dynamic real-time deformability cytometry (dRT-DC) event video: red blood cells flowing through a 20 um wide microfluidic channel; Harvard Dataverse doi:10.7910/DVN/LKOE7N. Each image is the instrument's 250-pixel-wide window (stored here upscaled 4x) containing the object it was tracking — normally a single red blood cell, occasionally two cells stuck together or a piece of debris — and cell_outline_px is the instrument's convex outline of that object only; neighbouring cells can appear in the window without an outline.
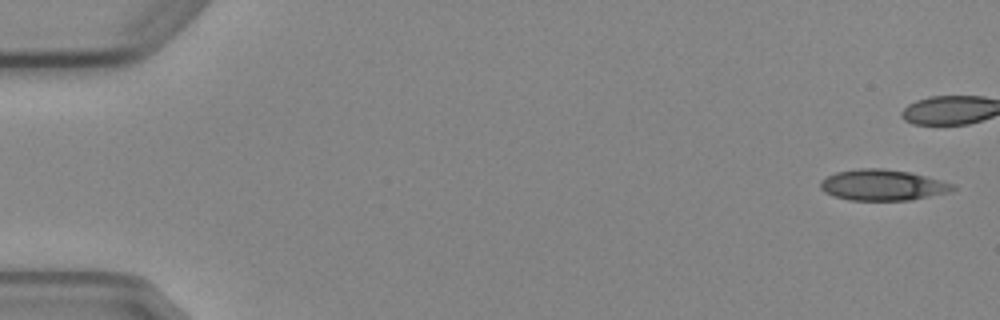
{"species": "Egyptian fruit bat (a non-hibernating species)", "species_latin": "Rousettus aegyptiacus", "temperature_condition": "cold", "stored_images_in_passage": 7, "camera_frame_rate_fps": 3000, "um_per_image_px": 0.085, "animal": {"sex": "female"}, "frame": {"image": 1, "passage_image": 1, "time_ms": 0.0, "image_size_px": [1000, 320], "cell_outline_px": [[956, 188], [952, 192], [912, 200], [848, 200], [832, 196], [824, 192], [820, 188], [820, 180], [836, 172], [860, 168], [880, 168], [912, 172], [956, 184]], "centroid_in_image_um": [75.06, 15.73], "position_along_channel_um": 9.9, "area_um2": 24.22}}
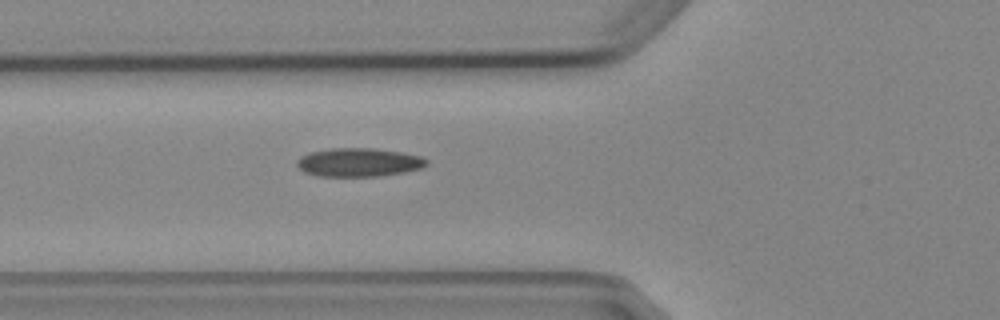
{"frame": {"image": 2, "passage_image": 7, "time_ms": 7.0, "image_size_px": [1000, 320], "cell_outline_px": [[428, 164], [420, 168], [404, 172], [380, 176], [316, 176], [304, 172], [296, 164], [296, 160], [300, 156], [308, 152], [332, 148], [372, 148], [400, 152], [420, 156], [428, 160]], "centroid_in_image_um": [30.45, 13.8], "position_along_channel_um": 95.3, "area_um2": 21.62}}